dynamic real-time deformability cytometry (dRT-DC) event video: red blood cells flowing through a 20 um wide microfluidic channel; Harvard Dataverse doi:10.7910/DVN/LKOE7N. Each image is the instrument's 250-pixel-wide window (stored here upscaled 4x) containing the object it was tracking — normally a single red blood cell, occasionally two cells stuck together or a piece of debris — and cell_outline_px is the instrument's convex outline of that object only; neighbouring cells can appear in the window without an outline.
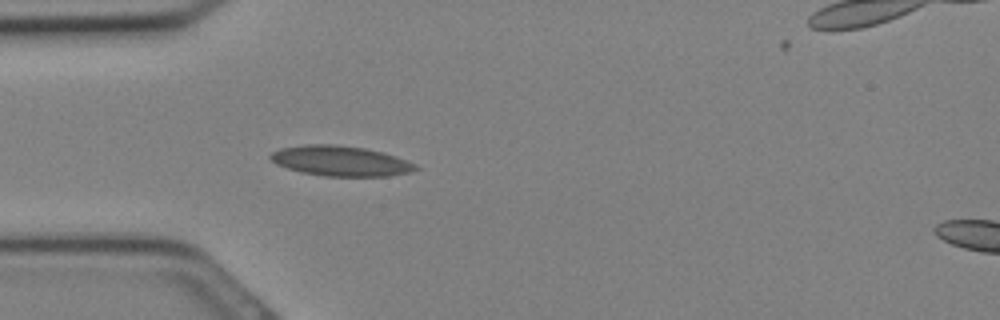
{"species": "Egyptian fruit bat (a non-hibernating species)", "species_latin": "Rousettus aegyptiacus", "temperature_condition": "cold", "stored_images_in_passage": 11, "camera_frame_rate_fps": 3000, "um_per_image_px": 0.085, "animal": {"sex": "female"}, "frame": {"image": 1, "passage_image": 5, "time_ms": 1.333, "image_size_px": [1000, 320], "cell_outline_px": [[420, 168], [412, 172], [388, 176], [324, 176], [300, 172], [276, 164], [268, 156], [272, 152], [280, 148], [304, 144], [336, 144], [364, 148], [384, 152], [416, 164]], "centroid_in_image_um": [28.95, 13.68], "position_along_channel_um": 56.1, "area_um2": 25.66}}
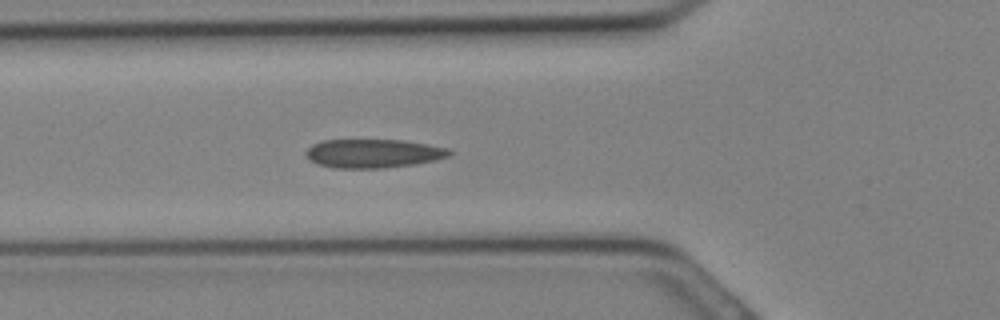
{"frame": {"image": 2, "passage_image": 7, "time_ms": 2.0, "image_size_px": [1000, 320], "cell_outline_px": [[452, 152], [448, 156], [436, 160], [412, 164], [384, 168], [336, 168], [316, 164], [308, 160], [304, 152], [312, 144], [324, 140], [400, 140], [448, 148]], "centroid_in_image_um": [31.66, 13.05], "position_along_channel_um": 94.1, "area_um2": 23.93}}
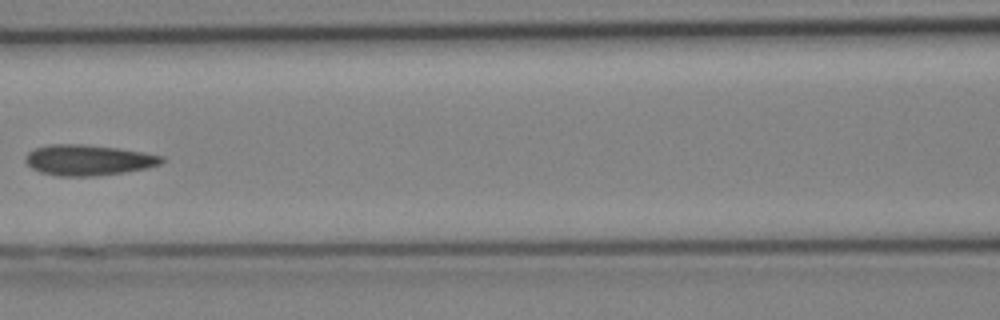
{"frame": {"image": 3, "passage_image": 10, "time_ms": 3.0, "image_size_px": [1000, 320], "cell_outline_px": [[168, 160], [160, 164], [148, 168], [124, 172], [92, 176], [60, 176], [40, 172], [32, 168], [24, 160], [24, 156], [28, 152], [36, 148], [52, 144], [84, 144], [116, 148], [144, 152], [164, 156]], "centroid_in_image_um": [7.53, 13.6], "position_along_channel_um": 159.1, "area_um2": 24.39}}